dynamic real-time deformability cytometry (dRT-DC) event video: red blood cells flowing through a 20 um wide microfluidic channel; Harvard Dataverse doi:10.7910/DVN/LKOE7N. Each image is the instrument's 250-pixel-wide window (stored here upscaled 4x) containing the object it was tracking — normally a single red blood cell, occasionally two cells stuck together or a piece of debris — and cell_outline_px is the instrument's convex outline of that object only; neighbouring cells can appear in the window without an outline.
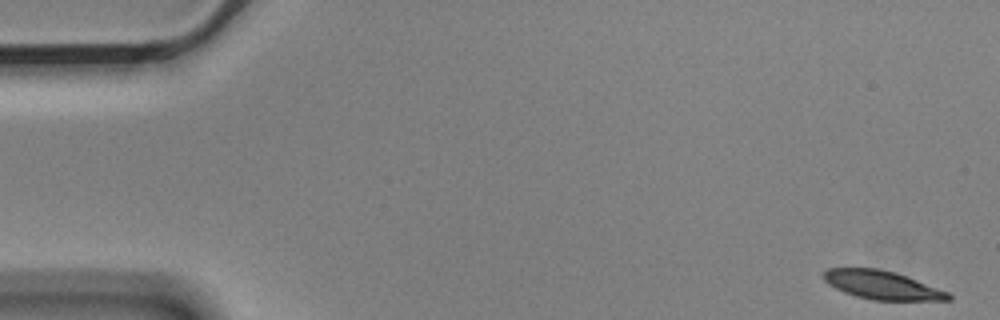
{"species": "Egyptian fruit bat (a non-hibernating species)", "species_latin": "Rousettus aegyptiacus", "temperature_condition": "cold", "stored_images_in_passage": 4, "camera_frame_rate_fps": 3000, "um_per_image_px": 0.085, "animal": {"sex": "male"}, "frame": {"image": 1, "passage_image": 1, "time_ms": 0.0, "image_size_px": [1000, 320], "cell_outline_px": [[952, 300], [872, 300], [856, 296], [844, 292], [828, 284], [820, 276], [828, 268], [880, 268], [896, 272], [908, 276], [948, 292], [952, 296]], "centroid_in_image_um": [74.96, 24.22], "position_along_channel_um": 10.0, "area_um2": 20.87}}
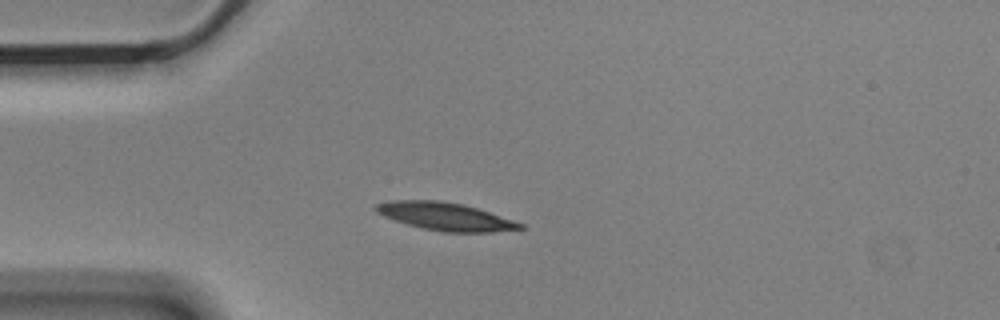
{"frame": {"image": 2, "passage_image": 4, "time_ms": 1.0, "image_size_px": [1000, 320], "cell_outline_px": [[524, 228], [492, 232], [444, 232], [424, 228], [408, 224], [384, 216], [376, 212], [372, 208], [376, 204], [388, 200], [440, 200], [464, 204], [524, 224]], "centroid_in_image_um": [37.81, 18.38], "position_along_channel_um": 47.2, "area_um2": 23.18}}